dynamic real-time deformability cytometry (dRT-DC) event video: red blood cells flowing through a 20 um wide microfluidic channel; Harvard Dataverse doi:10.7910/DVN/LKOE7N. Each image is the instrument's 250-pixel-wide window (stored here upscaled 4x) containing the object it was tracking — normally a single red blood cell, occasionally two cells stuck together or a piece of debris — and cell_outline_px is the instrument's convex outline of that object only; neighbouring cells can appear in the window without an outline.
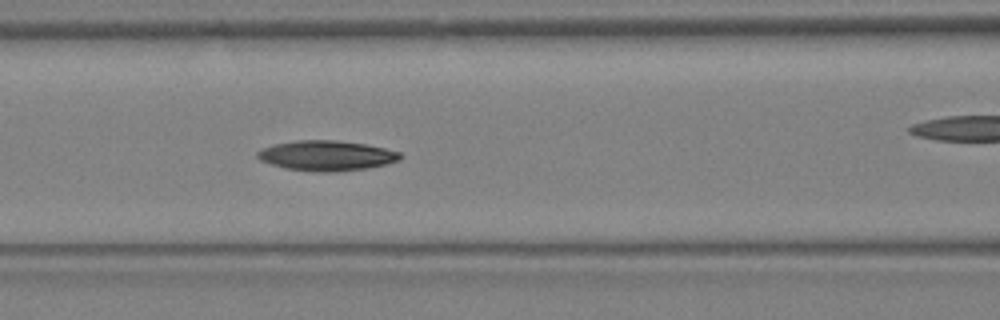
{"species": "Egyptian fruit bat (a non-hibernating species)", "species_latin": "Rousettus aegyptiacus", "temperature_condition": "warm", "stored_images_in_passage": 8, "camera_frame_rate_fps": 3000, "um_per_image_px": 0.085, "animal": {"sex": "female"}, "frame": {"image": 1, "passage_image": 7, "time_ms": 2.0, "image_size_px": [1000, 320], "cell_outline_px": [[404, 156], [400, 160], [388, 164], [368, 168], [336, 172], [320, 172], [284, 168], [260, 160], [256, 156], [256, 152], [272, 144], [296, 140], [336, 140], [364, 144], [384, 148], [400, 152]], "centroid_in_image_um": [27.78, 13.23], "position_along_channel_um": 138.8, "area_um2": 25.2}}